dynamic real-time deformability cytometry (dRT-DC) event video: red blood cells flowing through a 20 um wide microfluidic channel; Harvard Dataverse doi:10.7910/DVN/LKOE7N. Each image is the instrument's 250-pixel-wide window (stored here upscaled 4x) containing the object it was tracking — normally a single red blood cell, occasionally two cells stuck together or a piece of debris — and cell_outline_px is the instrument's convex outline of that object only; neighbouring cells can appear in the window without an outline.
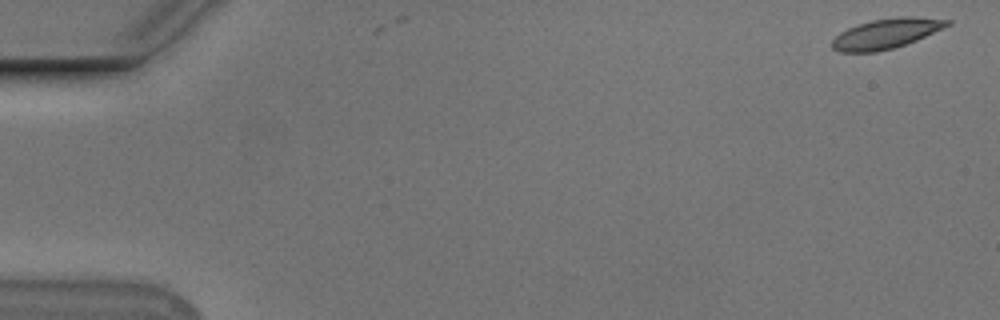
{"species": "Egyptian fruit bat (a non-hibernating species)", "species_latin": "Rousettus aegyptiacus", "temperature_condition": "cold", "stored_images_in_passage": 3, "camera_frame_rate_fps": 3000, "um_per_image_px": 0.085, "animal": {"sex": "male"}, "frame": {"image": 1, "passage_image": 1, "time_ms": 0.0, "image_size_px": [1000, 320], "cell_outline_px": [[952, 24], [916, 40], [892, 48], [876, 52], [840, 52], [832, 48], [832, 40], [840, 32], [856, 24], [872, 20], [900, 16], [912, 16], [952, 20]], "centroid_in_image_um": [75.32, 2.84], "position_along_channel_um": 9.7, "area_um2": 20.06}}